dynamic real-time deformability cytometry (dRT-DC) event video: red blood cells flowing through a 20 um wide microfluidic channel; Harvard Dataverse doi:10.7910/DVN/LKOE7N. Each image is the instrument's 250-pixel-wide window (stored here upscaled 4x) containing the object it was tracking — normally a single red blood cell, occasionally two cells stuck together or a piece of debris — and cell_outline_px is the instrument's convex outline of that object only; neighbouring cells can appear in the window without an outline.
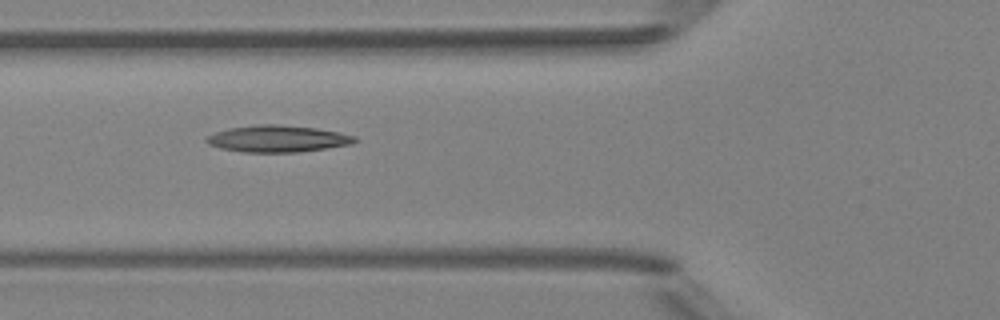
{"species": "Egyptian fruit bat (a non-hibernating species)", "species_latin": "Rousettus aegyptiacus", "temperature_condition": "room temperature", "stored_images_in_passage": 7, "camera_frame_rate_fps": 3000, "um_per_image_px": 0.085, "animal": {"sex": "female"}, "frame": {"image": 1, "passage_image": 6, "time_ms": 5.667, "image_size_px": [1000, 320], "cell_outline_px": [[356, 140], [352, 144], [296, 152], [244, 152], [220, 148], [208, 144], [204, 140], [208, 136], [216, 132], [228, 128], [256, 124], [276, 124], [316, 128], [340, 132], [356, 136]], "centroid_in_image_um": [23.58, 11.78], "position_along_channel_um": 102.2, "area_um2": 23.0}}
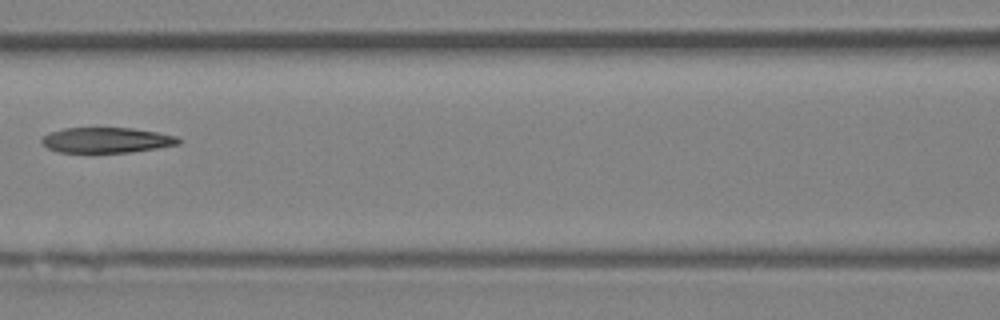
{"frame": {"image": 2, "passage_image": 7, "time_ms": 7.0, "image_size_px": [1000, 320], "cell_outline_px": [[180, 144], [156, 148], [128, 152], [60, 152], [48, 148], [40, 140], [48, 132], [64, 128], [132, 128], [156, 132], [176, 136], [180, 140]], "centroid_in_image_um": [9.03, 11.9], "position_along_channel_um": 157.6, "area_um2": 20.0}}